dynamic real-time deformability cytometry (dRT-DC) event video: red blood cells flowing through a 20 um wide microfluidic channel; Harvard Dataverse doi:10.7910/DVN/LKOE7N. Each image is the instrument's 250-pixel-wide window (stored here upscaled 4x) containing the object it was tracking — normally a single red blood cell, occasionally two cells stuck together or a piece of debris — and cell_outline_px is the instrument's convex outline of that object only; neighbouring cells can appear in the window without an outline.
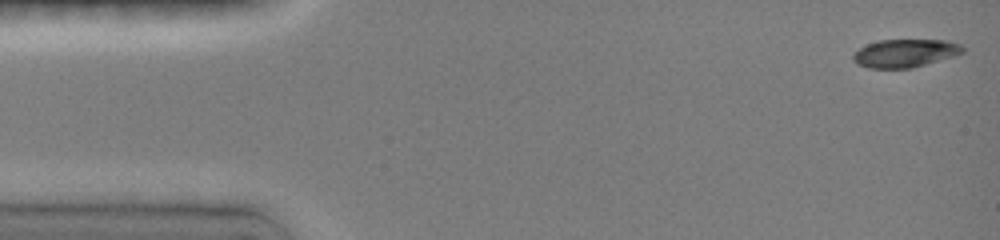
{"species": "common noctule bat (a hibernating species)", "species_latin": "Nyctalus noctula", "temperature_condition": "room temperature", "stored_images_in_passage": 34, "camera_frame_rate_fps": 3000, "um_per_image_px": 0.085, "animal": {"sex": "female", "body_mass_g": 19.0, "forearm_length_mm": 51.5}, "frame": {"image": 1, "passage_image": 1, "time_ms": 0.0, "image_size_px": [1000, 240], "cell_outline_px": [[964, 52], [952, 56], [912, 68], [868, 68], [852, 60], [852, 56], [860, 48], [868, 44], [880, 40], [948, 40], [960, 44], [964, 48]], "centroid_in_image_um": [76.94, 4.52], "position_along_channel_um": 8.1, "area_um2": 17.69}}
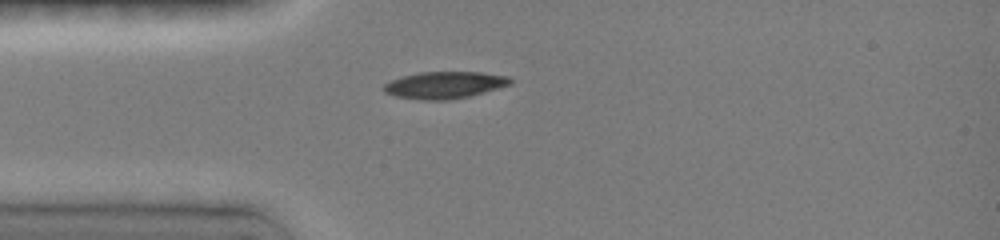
{"frame": {"image": 2, "passage_image": 17, "time_ms": 3.667, "image_size_px": [1000, 240], "cell_outline_px": [[512, 84], [472, 96], [448, 100], [420, 100], [396, 96], [384, 92], [384, 84], [392, 80], [404, 76], [420, 72], [480, 72], [508, 76], [512, 80]], "centroid_in_image_um": [37.83, 7.23], "position_along_channel_um": 47.2, "area_um2": 19.88}}
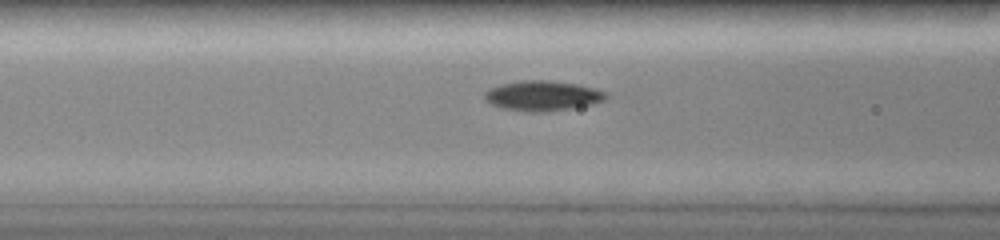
{"frame": {"image": 3, "passage_image": 26, "time_ms": 5.667, "image_size_px": [1000, 240], "cell_outline_px": [[608, 96], [604, 100], [592, 104], [572, 108], [548, 112], [524, 112], [504, 108], [492, 104], [484, 96], [484, 92], [492, 88], [504, 84], [524, 80], [548, 80], [576, 84], [592, 88], [604, 92]], "centroid_in_image_um": [46.13, 8.15], "position_along_channel_um": 120.5, "area_um2": 20.92}}